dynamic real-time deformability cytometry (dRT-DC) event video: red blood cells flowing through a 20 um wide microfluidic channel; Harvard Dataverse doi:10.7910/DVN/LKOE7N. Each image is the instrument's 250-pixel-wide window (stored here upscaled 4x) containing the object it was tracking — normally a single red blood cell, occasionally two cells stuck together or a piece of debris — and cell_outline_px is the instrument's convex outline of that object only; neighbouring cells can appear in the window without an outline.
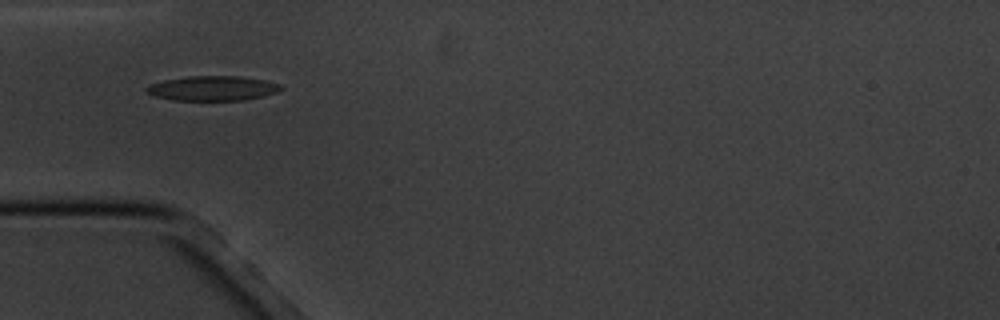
{"species": "common noctule bat (a hibernating species)", "species_latin": "Nyctalus noctula", "temperature_condition": "cold", "stored_images_in_passage": 7, "camera_frame_rate_fps": 3000, "um_per_image_px": 0.085, "animal": {"sex": "male", "body_mass_g": 20.1, "forearm_length_mm": 53.5}, "frame": {"image": 1, "passage_image": 2, "time_ms": 1.333, "image_size_px": [1000, 320], "cell_outline_px": [[284, 88], [276, 92], [264, 96], [244, 100], [172, 100], [156, 96], [148, 92], [144, 88], [152, 84], [164, 80], [188, 76], [240, 76], [264, 80], [280, 84]], "centroid_in_image_um": [18.1, 7.5], "position_along_channel_um": 66.9, "area_um2": 19.25}}
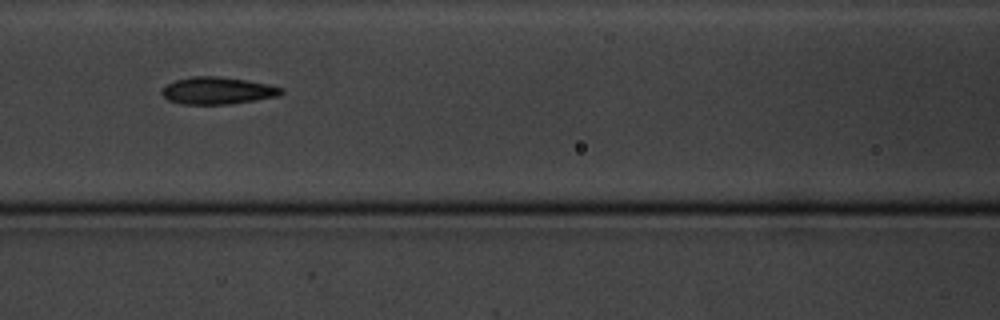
{"frame": {"image": 2, "passage_image": 4, "time_ms": 3.667, "image_size_px": [1000, 320], "cell_outline_px": [[284, 92], [280, 96], [256, 100], [228, 104], [180, 104], [168, 100], [160, 92], [168, 84], [176, 80], [192, 76], [220, 76], [248, 80], [268, 84], [284, 88]], "centroid_in_image_um": [18.53, 7.7], "position_along_channel_um": 148.1, "area_um2": 19.02}}
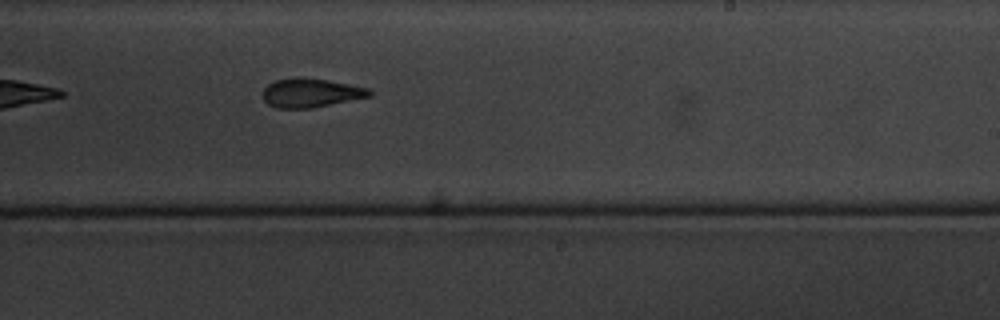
{"frame": {"image": 3, "passage_image": 7, "time_ms": 7.0, "image_size_px": [1000, 320], "cell_outline_px": [[372, 96], [312, 108], [276, 108], [268, 104], [264, 100], [264, 88], [268, 84], [276, 80], [296, 76], [300, 76], [328, 80], [368, 88], [372, 92]], "centroid_in_image_um": [26.41, 7.88], "position_along_channel_um": 262.6, "area_um2": 18.03}}